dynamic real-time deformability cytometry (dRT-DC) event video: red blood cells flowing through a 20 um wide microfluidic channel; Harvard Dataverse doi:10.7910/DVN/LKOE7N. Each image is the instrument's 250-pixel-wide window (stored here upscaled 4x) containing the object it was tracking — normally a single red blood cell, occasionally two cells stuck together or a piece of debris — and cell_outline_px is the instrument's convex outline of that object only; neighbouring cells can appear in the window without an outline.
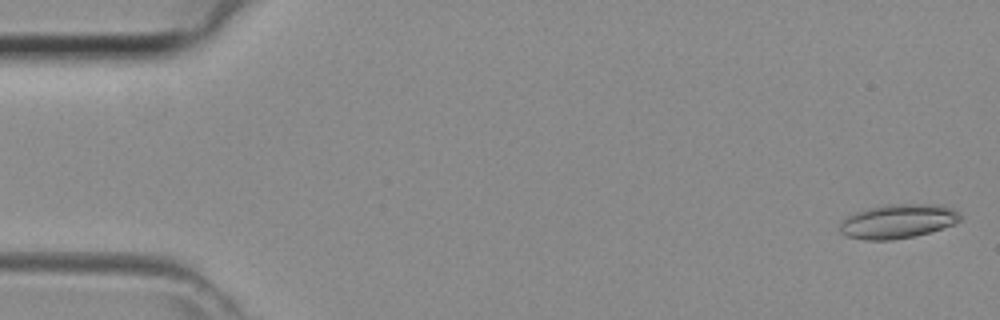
{"species": "common noctule bat (a hibernating species)", "species_latin": "Nyctalus noctula", "temperature_condition": "room temperature", "stored_images_in_passage": 46, "camera_frame_rate_fps": 3000, "um_per_image_px": 0.085, "animal": {"sex": "female", "body_mass_g": 29.2, "forearm_length_mm": 56.3}, "frame": {"image": 1, "passage_image": 2, "time_ms": 0.333, "image_size_px": [1000, 320], "cell_outline_px": [[964, 216], [960, 220], [952, 224], [928, 232], [912, 236], [888, 240], [868, 240], [848, 236], [840, 232], [840, 224], [848, 216], [856, 212], [868, 208], [888, 204], [944, 204], [960, 212]], "centroid_in_image_um": [76.36, 18.78], "position_along_channel_um": 8.6, "area_um2": 23.76}}
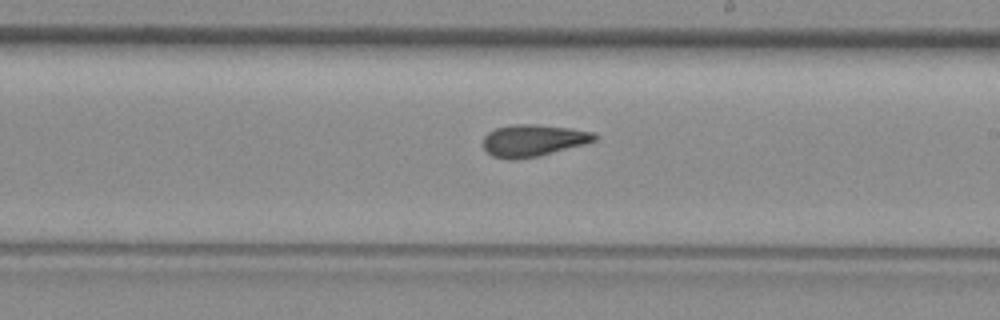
{"frame": {"image": 2, "passage_image": 27, "time_ms": 8.667, "image_size_px": [1000, 320], "cell_outline_px": [[596, 140], [584, 144], [536, 156], [512, 160], [508, 160], [492, 156], [484, 148], [484, 136], [488, 132], [496, 128], [516, 124], [536, 124], [568, 128], [596, 132]], "centroid_in_image_um": [45.3, 11.93], "position_along_channel_um": 243.7, "area_um2": 20.46}}
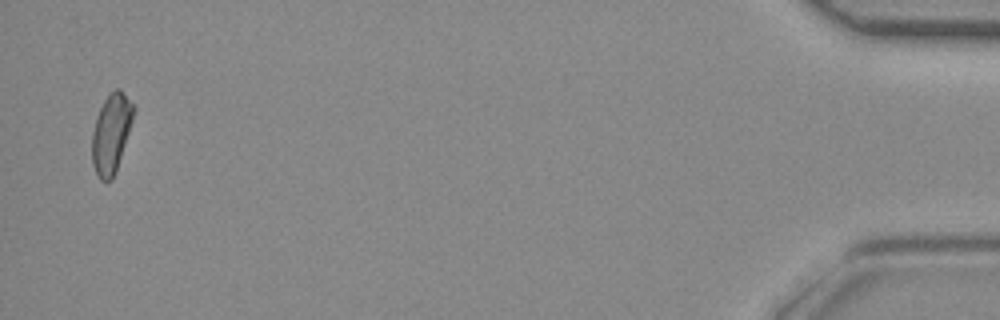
{"frame": {"image": 3, "passage_image": 45, "time_ms": 14.667, "image_size_px": [1000, 320], "cell_outline_px": [[136, 108], [116, 172], [112, 180], [100, 180], [92, 164], [92, 132], [96, 116], [104, 100], [116, 88], [120, 88]], "centroid_in_image_um": [9.45, 11.34], "position_along_channel_um": 425.8, "area_um2": 19.02}}